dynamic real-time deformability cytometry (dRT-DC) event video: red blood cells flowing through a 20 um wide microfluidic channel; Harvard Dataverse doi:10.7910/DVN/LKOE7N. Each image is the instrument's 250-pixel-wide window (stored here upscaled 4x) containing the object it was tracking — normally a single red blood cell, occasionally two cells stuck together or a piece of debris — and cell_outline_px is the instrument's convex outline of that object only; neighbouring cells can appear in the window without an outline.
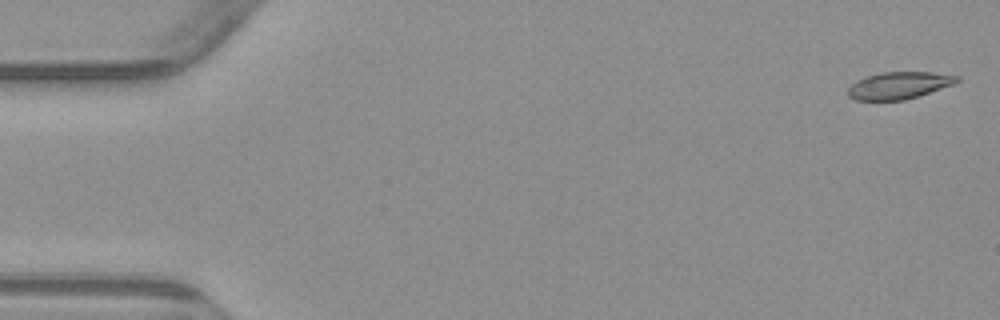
{"species": "common noctule bat (a hibernating species)", "species_latin": "Nyctalus noctula", "temperature_condition": "warm", "stored_images_in_passage": 5, "camera_frame_rate_fps": 3000, "um_per_image_px": 0.085, "animal": {"sex": "male", "body_mass_g": 23.1, "forearm_length_mm": 52.7}, "frame": {"image": 1, "passage_image": 1, "time_ms": 0.0, "image_size_px": [1000, 320], "cell_outline_px": [[960, 80], [952, 84], [920, 96], [904, 100], [856, 100], [848, 96], [848, 88], [856, 80], [864, 76], [880, 72], [932, 72], [960, 76]], "centroid_in_image_um": [76.39, 7.25], "position_along_channel_um": 8.6, "area_um2": 17.28}}
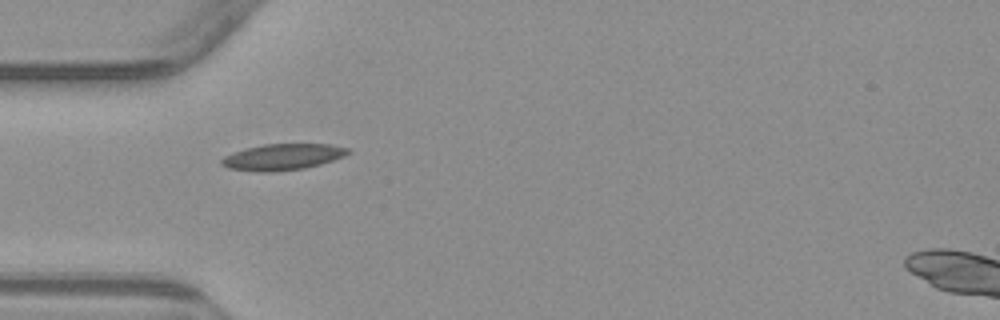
{"frame": {"image": 2, "passage_image": 5, "time_ms": 5.0, "image_size_px": [1000, 320], "cell_outline_px": [[352, 152], [344, 156], [320, 164], [304, 168], [272, 172], [260, 172], [228, 168], [220, 164], [220, 160], [224, 156], [232, 152], [244, 148], [264, 144], [332, 144], [352, 148]], "centroid_in_image_um": [24.03, 13.33], "position_along_channel_um": 61.0, "area_um2": 19.54}}